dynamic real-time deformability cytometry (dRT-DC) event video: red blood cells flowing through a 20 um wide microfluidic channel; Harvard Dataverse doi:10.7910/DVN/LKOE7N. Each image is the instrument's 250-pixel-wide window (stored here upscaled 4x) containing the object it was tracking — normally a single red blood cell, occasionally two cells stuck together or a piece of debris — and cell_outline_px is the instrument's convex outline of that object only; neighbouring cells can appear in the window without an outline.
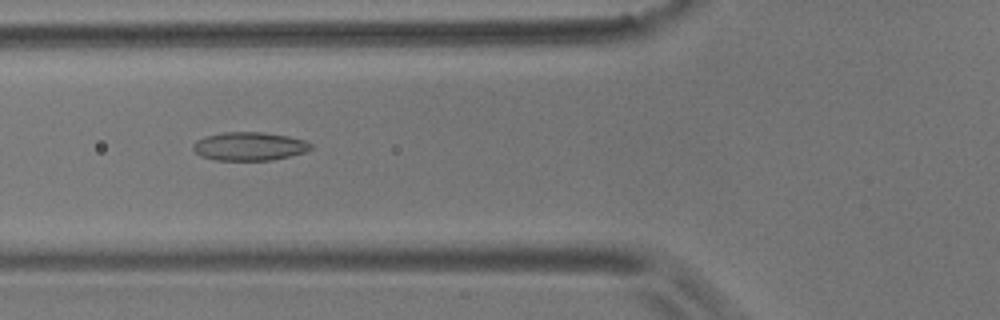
{"species": "common noctule bat (a hibernating species)", "species_latin": "Nyctalus noctula", "temperature_condition": "room temperature", "stored_images_in_passage": 56, "camera_frame_rate_fps": 3000, "um_per_image_px": 0.085, "animal": {"sex": "male", "body_mass_g": 17.9}, "frame": {"image": 1, "passage_image": 21, "time_ms": 6.667, "image_size_px": [1000, 320], "cell_outline_px": [[312, 148], [304, 152], [272, 160], [216, 160], [200, 156], [192, 148], [192, 144], [196, 140], [204, 136], [224, 132], [264, 132], [288, 136], [304, 140], [312, 144]], "centroid_in_image_um": [21.16, 12.43], "position_along_channel_um": 104.6, "area_um2": 19.54}}
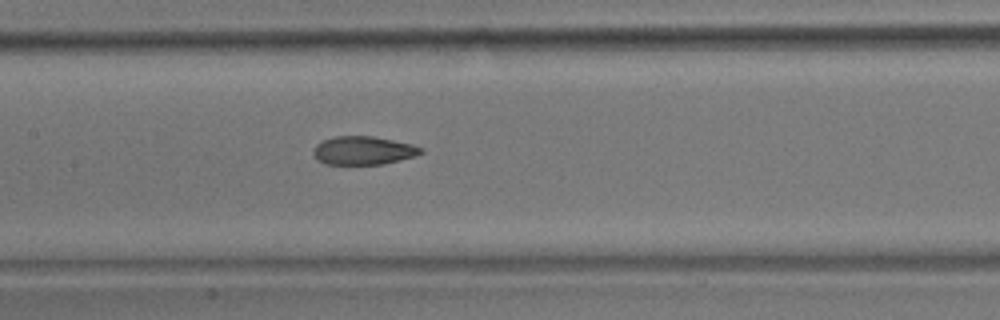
{"frame": {"image": 2, "passage_image": 27, "time_ms": 8.667, "image_size_px": [1000, 320], "cell_outline_px": [[424, 152], [416, 156], [384, 164], [324, 164], [312, 152], [316, 144], [332, 136], [372, 136], [412, 144], [424, 148]], "centroid_in_image_um": [30.91, 12.79], "position_along_channel_um": 176.5, "area_um2": 17.8}}
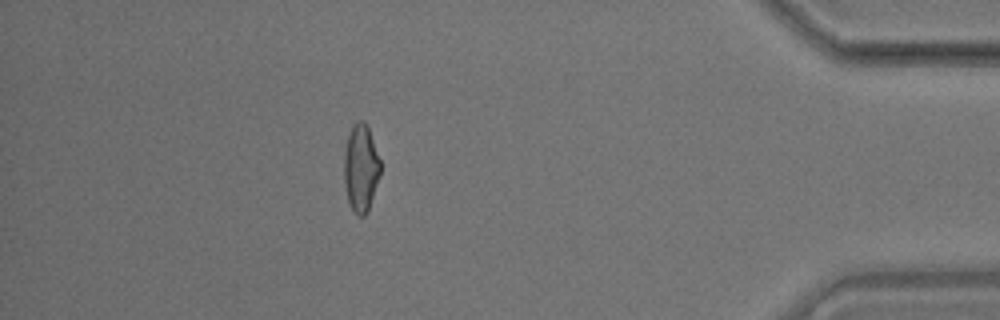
{"frame": {"image": 3, "passage_image": 50, "time_ms": 16.333, "image_size_px": [1000, 320], "cell_outline_px": [[380, 172], [368, 212], [364, 216], [360, 216], [352, 212], [348, 204], [344, 184], [344, 156], [348, 136], [352, 124], [356, 120], [364, 120], [368, 128], [380, 160]], "centroid_in_image_um": [30.65, 14.31], "position_along_channel_um": 404.6, "area_um2": 18.55}, "authors_computed_cell_mechanics": {"area_um2": 18.6694, "velocity_mm_per_s": 3.5702, "shape_relaxation_time_tau1_ms": 9.0648, "shape_relaxation_time_tau2_ms": 2.0416, "deformation_change_tau1": 0.1913, "deformation_change_tau2": 0.0769}}